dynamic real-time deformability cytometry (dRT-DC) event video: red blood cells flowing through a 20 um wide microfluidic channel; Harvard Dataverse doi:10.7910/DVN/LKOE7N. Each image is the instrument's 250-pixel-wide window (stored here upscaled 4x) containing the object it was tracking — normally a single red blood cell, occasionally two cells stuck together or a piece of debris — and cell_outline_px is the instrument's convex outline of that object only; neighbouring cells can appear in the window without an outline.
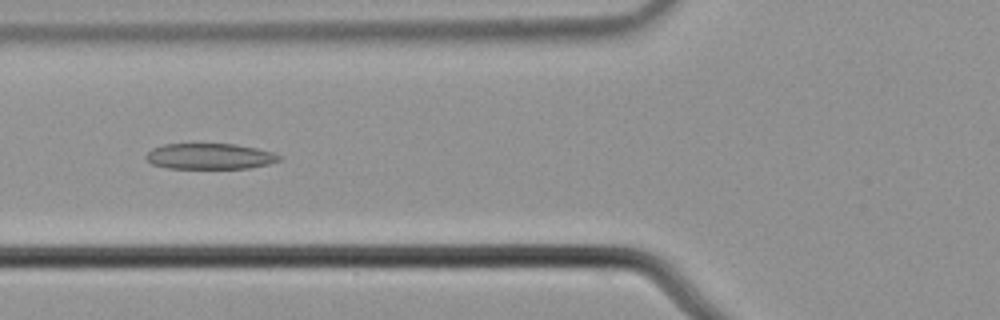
{"species": "common noctule bat (a hibernating species)", "species_latin": "Nyctalus noctula", "temperature_condition": "cold", "stored_images_in_passage": 7, "camera_frame_rate_fps": 3000, "um_per_image_px": 0.085, "animal": {"sex": "male", "body_mass_g": 21.5, "forearm_length_mm": 52.0}, "frame": {"image": 1, "passage_image": 6, "time_ms": 1.667, "image_size_px": [1000, 320], "cell_outline_px": [[284, 156], [280, 160], [268, 164], [248, 168], [168, 168], [152, 164], [144, 156], [152, 148], [164, 144], [236, 144], [256, 148], [272, 152]], "centroid_in_image_um": [17.84, 13.28], "position_along_channel_um": 108.0, "area_um2": 20.0}}
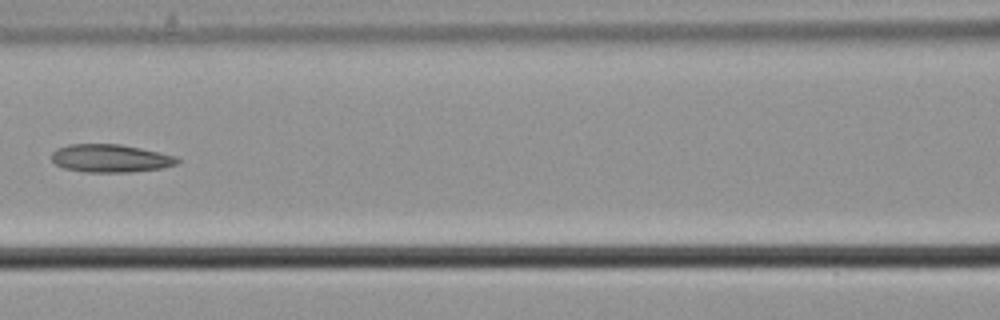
{"frame": {"image": 2, "passage_image": 7, "time_ms": 2.0, "image_size_px": [1000, 320], "cell_outline_px": [[180, 160], [176, 164], [164, 168], [132, 172], [84, 172], [64, 168], [56, 164], [52, 160], [52, 152], [56, 148], [68, 144], [120, 144], [140, 148], [176, 156]], "centroid_in_image_um": [9.38, 13.46], "position_along_channel_um": 157.2, "area_um2": 20.58}}